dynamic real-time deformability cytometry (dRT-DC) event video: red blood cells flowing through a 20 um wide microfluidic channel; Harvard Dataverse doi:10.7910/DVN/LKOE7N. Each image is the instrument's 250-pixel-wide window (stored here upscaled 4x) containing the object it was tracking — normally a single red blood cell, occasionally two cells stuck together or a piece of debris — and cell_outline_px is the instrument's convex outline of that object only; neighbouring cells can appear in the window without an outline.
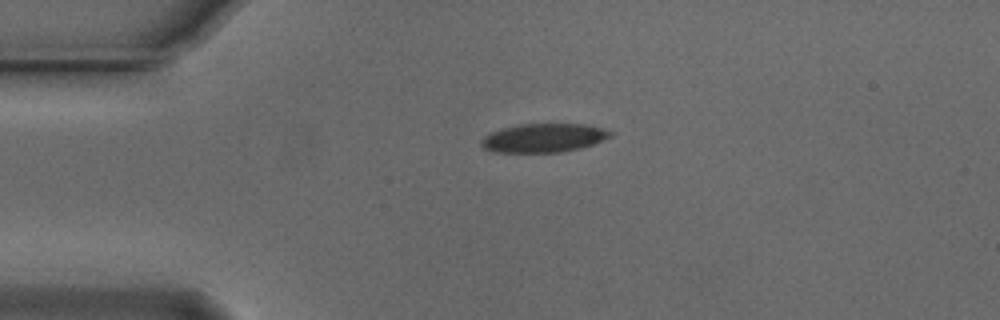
{"species": "Egyptian fruit bat (a non-hibernating species)", "species_latin": "Rousettus aegyptiacus", "temperature_condition": "cold", "stored_images_in_passage": 3, "camera_frame_rate_fps": 3000, "um_per_image_px": 0.085, "animal": {"sex": "male"}, "frame": {"image": 1, "passage_image": 1, "time_ms": 0.0, "image_size_px": [1000, 320], "cell_outline_px": [[612, 136], [592, 144], [580, 148], [560, 152], [496, 152], [484, 148], [480, 144], [480, 140], [488, 132], [500, 128], [520, 124], [584, 124], [600, 128], [612, 132]], "centroid_in_image_um": [46.14, 11.72], "position_along_channel_um": 38.9, "area_um2": 21.56}}